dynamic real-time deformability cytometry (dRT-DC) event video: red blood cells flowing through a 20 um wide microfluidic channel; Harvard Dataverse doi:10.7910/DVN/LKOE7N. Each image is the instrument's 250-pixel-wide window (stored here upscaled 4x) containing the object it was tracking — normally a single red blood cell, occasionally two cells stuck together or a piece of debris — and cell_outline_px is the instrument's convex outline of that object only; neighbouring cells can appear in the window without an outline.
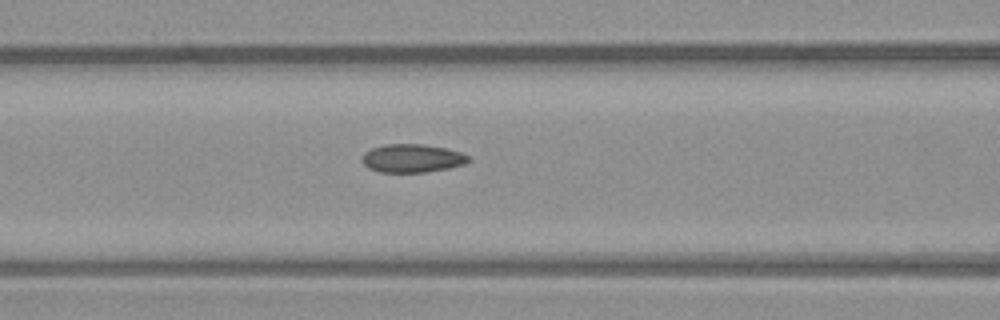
{"species": "common noctule bat (a hibernating species)", "species_latin": "Nyctalus noctula", "temperature_condition": "warm", "stored_images_in_passage": 18, "camera_frame_rate_fps": 3000, "um_per_image_px": 0.085, "animal": {"sex": "male", "body_mass_g": 23.1, "forearm_length_mm": 52.7}, "frame": {"image": 1, "passage_image": 13, "time_ms": 4.0, "image_size_px": [1000, 320], "cell_outline_px": [[472, 160], [464, 164], [448, 168], [424, 172], [380, 172], [368, 168], [360, 160], [364, 152], [372, 148], [384, 144], [424, 144], [448, 148], [460, 152], [468, 156]], "centroid_in_image_um": [35.02, 13.44], "position_along_channel_um": 131.6, "area_um2": 17.69}}
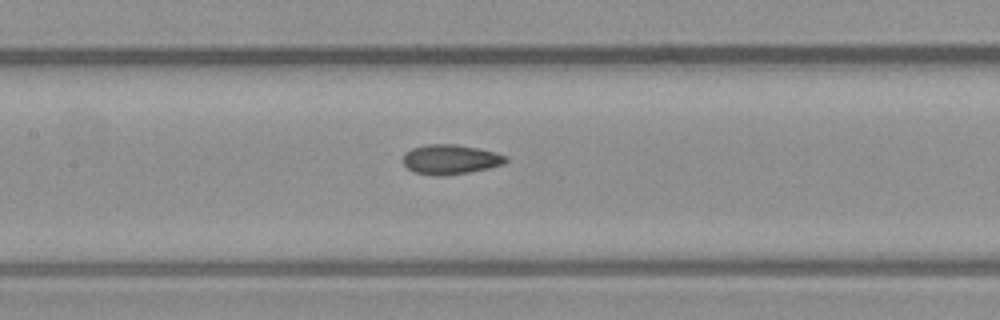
{"frame": {"image": 2, "passage_image": 16, "time_ms": 5.0, "image_size_px": [1000, 320], "cell_outline_px": [[508, 160], [504, 164], [488, 168], [468, 172], [444, 176], [432, 176], [412, 172], [400, 160], [404, 152], [412, 148], [428, 144], [456, 144], [496, 152], [508, 156]], "centroid_in_image_um": [38.24, 13.55], "position_along_channel_um": 169.2, "area_um2": 18.09}}